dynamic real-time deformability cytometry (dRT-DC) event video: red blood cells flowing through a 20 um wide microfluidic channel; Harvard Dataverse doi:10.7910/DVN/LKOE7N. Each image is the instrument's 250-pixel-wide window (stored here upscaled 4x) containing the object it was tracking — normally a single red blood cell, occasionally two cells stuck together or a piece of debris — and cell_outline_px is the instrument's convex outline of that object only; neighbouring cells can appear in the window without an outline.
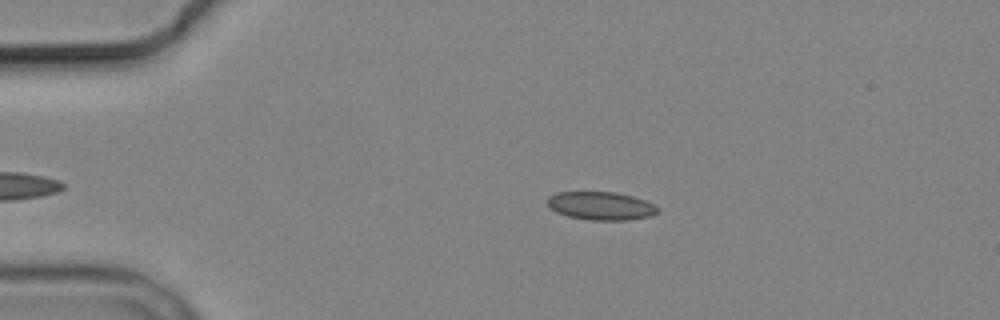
{"species": "common noctule bat (a hibernating species)", "species_latin": "Nyctalus noctula", "temperature_condition": "cold", "stored_images_in_passage": 6, "camera_frame_rate_fps": 3000, "um_per_image_px": 0.085, "animal": {"sex": "male", "body_mass_g": 19.2, "forearm_length_mm": 51.8}, "frame": {"image": 1, "passage_image": 1, "time_ms": 0.0, "image_size_px": [1000, 320], "cell_outline_px": [[660, 208], [652, 216], [628, 220], [592, 220], [568, 216], [556, 212], [548, 208], [544, 200], [548, 196], [556, 192], [616, 192], [632, 196], [644, 200]], "centroid_in_image_um": [51.01, 17.49], "position_along_channel_um": 34.0, "area_um2": 18.32}}
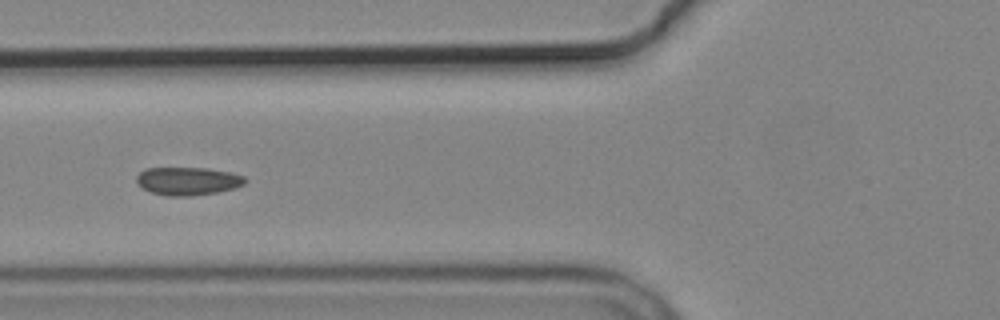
{"frame": {"image": 2, "passage_image": 4, "time_ms": 3.333, "image_size_px": [1000, 320], "cell_outline_px": [[248, 180], [244, 184], [236, 188], [216, 192], [192, 196], [168, 196], [152, 192], [136, 184], [136, 176], [144, 168], [204, 168], [228, 172], [244, 176]], "centroid_in_image_um": [15.95, 15.39], "position_along_channel_um": 109.8, "area_um2": 17.74}}
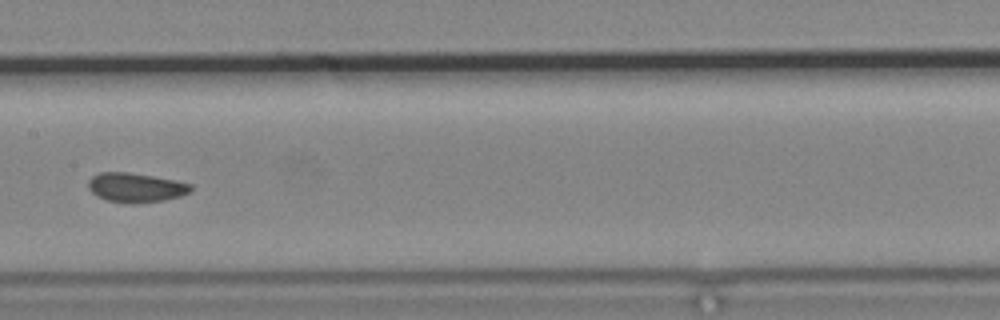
{"frame": {"image": 3, "passage_image": 6, "time_ms": 5.667, "image_size_px": [1000, 320], "cell_outline_px": [[192, 192], [180, 196], [164, 200], [104, 200], [96, 196], [88, 188], [88, 180], [92, 176], [100, 172], [128, 172], [176, 180], [192, 184]], "centroid_in_image_um": [11.55, 15.88], "position_along_channel_um": 195.9, "area_um2": 16.88}}